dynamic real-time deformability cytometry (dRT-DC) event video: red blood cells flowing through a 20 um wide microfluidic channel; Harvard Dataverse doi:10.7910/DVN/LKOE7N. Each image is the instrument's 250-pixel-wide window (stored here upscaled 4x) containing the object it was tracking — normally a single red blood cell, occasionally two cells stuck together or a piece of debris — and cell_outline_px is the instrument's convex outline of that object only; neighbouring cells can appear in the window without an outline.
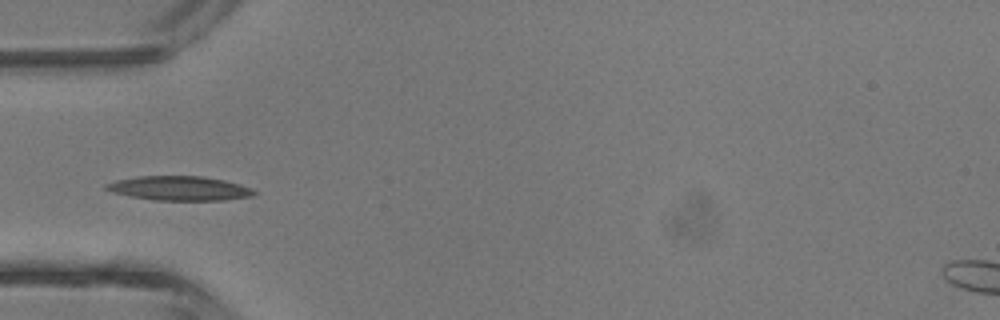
{"species": "common noctule bat (a hibernating species)", "species_latin": "Nyctalus noctula", "temperature_condition": "room temperature", "stored_images_in_passage": 4, "camera_frame_rate_fps": 3000, "um_per_image_px": 0.085, "animal": {"sex": "male", "body_mass_g": 13.3}, "frame": {"image": 1, "passage_image": 3, "time_ms": 2.333, "image_size_px": [1000, 320], "cell_outline_px": [[256, 192], [252, 196], [224, 200], [152, 200], [112, 192], [104, 188], [104, 184], [116, 180], [140, 176], [200, 176], [224, 180], [240, 184], [252, 188]], "centroid_in_image_um": [15.24, 16.0], "position_along_channel_um": 69.8, "area_um2": 20.87}}
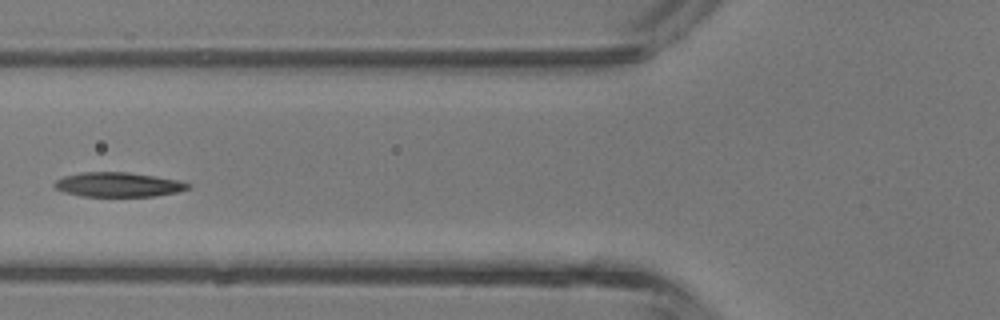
{"frame": {"image": 2, "passage_image": 4, "time_ms": 3.333, "image_size_px": [1000, 320], "cell_outline_px": [[192, 184], [188, 188], [176, 192], [152, 196], [80, 196], [64, 192], [56, 188], [52, 184], [56, 180], [64, 176], [80, 172], [128, 172], [180, 180]], "centroid_in_image_um": [10.03, 15.68], "position_along_channel_um": 115.8, "area_um2": 19.02}}